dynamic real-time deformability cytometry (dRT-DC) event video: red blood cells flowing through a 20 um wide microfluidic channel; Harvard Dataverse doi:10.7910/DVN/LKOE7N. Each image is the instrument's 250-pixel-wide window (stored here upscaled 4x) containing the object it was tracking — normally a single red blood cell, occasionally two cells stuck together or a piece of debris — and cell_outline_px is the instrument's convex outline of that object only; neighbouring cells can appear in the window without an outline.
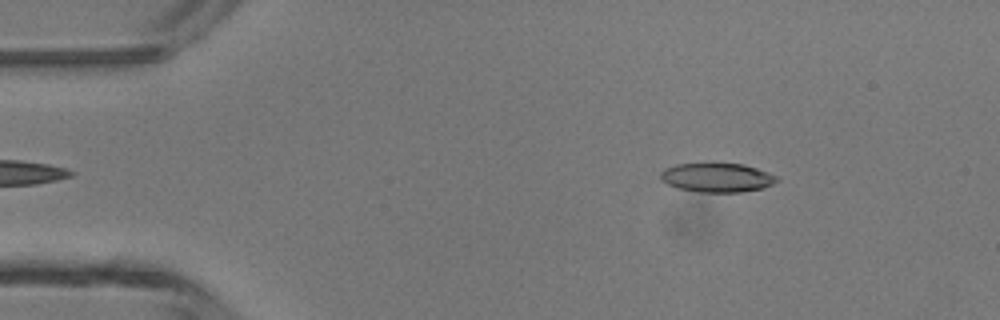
{"species": "common noctule bat (a hibernating species)", "species_latin": "Nyctalus noctula", "temperature_condition": "room temperature", "stored_images_in_passage": 43, "camera_frame_rate_fps": 3000, "um_per_image_px": 0.085, "animal": {"sex": "male", "body_mass_g": 13.3}, "frame": {"image": 1, "passage_image": 3, "time_ms": 0.667, "image_size_px": [1000, 320], "cell_outline_px": [[780, 180], [764, 188], [740, 192], [700, 192], [676, 188], [660, 180], [660, 172], [664, 168], [676, 164], [712, 160], [744, 164], [756, 168], [776, 176]], "centroid_in_image_um": [60.89, 15.04], "position_along_channel_um": 24.1, "area_um2": 20.63}}
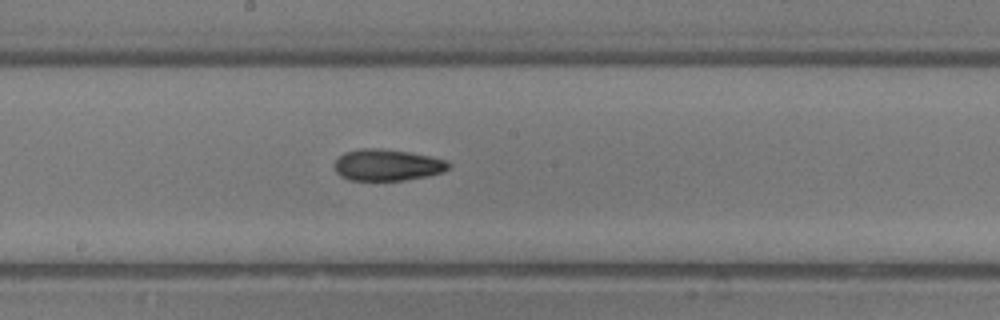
{"frame": {"image": 2, "passage_image": 21, "time_ms": 6.667, "image_size_px": [1000, 320], "cell_outline_px": [[452, 164], [444, 172], [428, 176], [404, 180], [348, 180], [340, 176], [332, 168], [336, 160], [344, 152], [360, 148], [380, 148], [408, 152], [448, 160]], "centroid_in_image_um": [32.9, 14.02], "position_along_channel_um": 215.3, "area_um2": 21.15}}
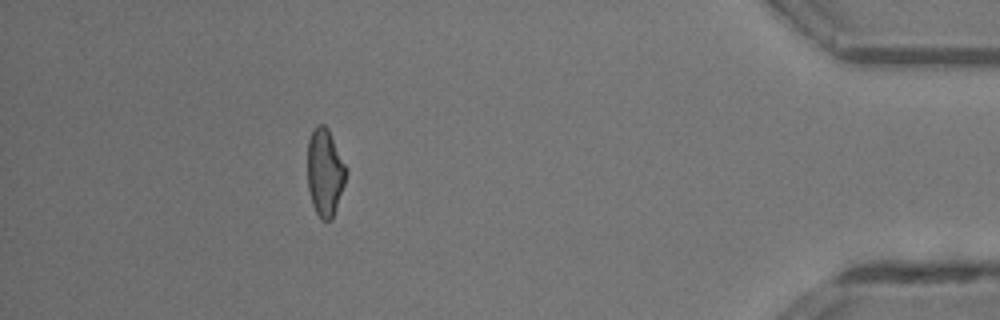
{"frame": {"image": 3, "passage_image": 38, "time_ms": 12.333, "image_size_px": [1000, 320], "cell_outline_px": [[348, 172], [332, 220], [320, 220], [312, 204], [308, 188], [308, 140], [316, 124], [324, 124], [328, 128], [348, 168]], "centroid_in_image_um": [27.63, 14.64], "position_along_channel_um": 407.6, "area_um2": 19.83}, "authors_computed_cell_mechanics": {"area_um2": 20.3456, "velocity_mm_per_s": 4.3804, "shape_relaxation_time_tau1_ms": 8.9018, "shape_relaxation_time_tau2_ms": 3.6882, "deformation_change_tau1": 0.2664, "deformation_change_tau2": 0.1224}}